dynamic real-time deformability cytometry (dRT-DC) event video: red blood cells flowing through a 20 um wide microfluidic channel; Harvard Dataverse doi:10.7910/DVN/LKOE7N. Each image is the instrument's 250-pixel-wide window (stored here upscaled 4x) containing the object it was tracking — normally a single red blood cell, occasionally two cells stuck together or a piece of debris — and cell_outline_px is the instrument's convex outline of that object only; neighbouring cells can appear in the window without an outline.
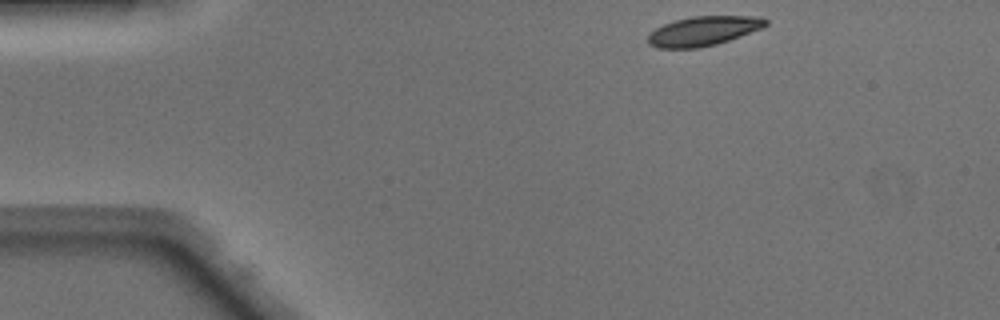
{"species": "Egyptian fruit bat (a non-hibernating species)", "species_latin": "Rousettus aegyptiacus", "temperature_condition": "warm", "stored_images_in_passage": 42, "camera_frame_rate_fps": 3000, "um_per_image_px": 0.085, "animal": {"sex": "male"}, "frame": {"image": 1, "passage_image": 1, "time_ms": 0.0, "image_size_px": [1000, 320], "cell_outline_px": [[768, 24], [760, 28], [728, 40], [716, 44], [700, 48], [656, 48], [648, 44], [648, 36], [656, 28], [664, 24], [676, 20], [692, 16], [760, 16], [768, 20]], "centroid_in_image_um": [59.77, 2.63], "position_along_channel_um": 25.2, "area_um2": 20.0}}
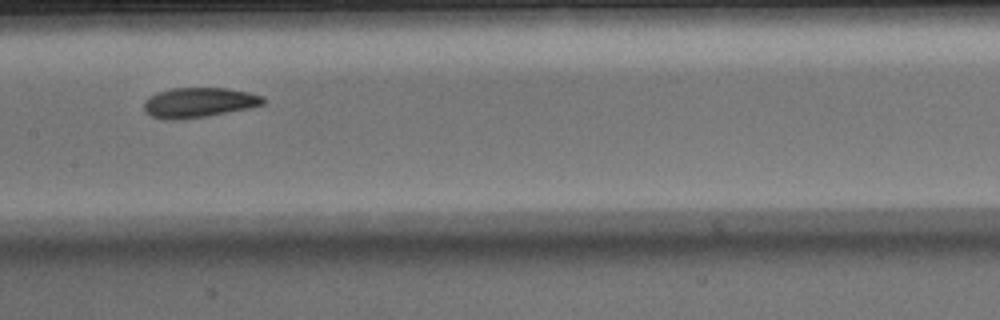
{"frame": {"image": 2, "passage_image": 18, "time_ms": 5.667, "image_size_px": [1000, 320], "cell_outline_px": [[268, 100], [264, 104], [252, 108], [180, 120], [164, 120], [152, 116], [144, 112], [144, 100], [148, 96], [156, 92], [172, 88], [228, 88], [248, 92], [264, 96]], "centroid_in_image_um": [16.9, 8.71], "position_along_channel_um": 190.5, "area_um2": 21.15}}
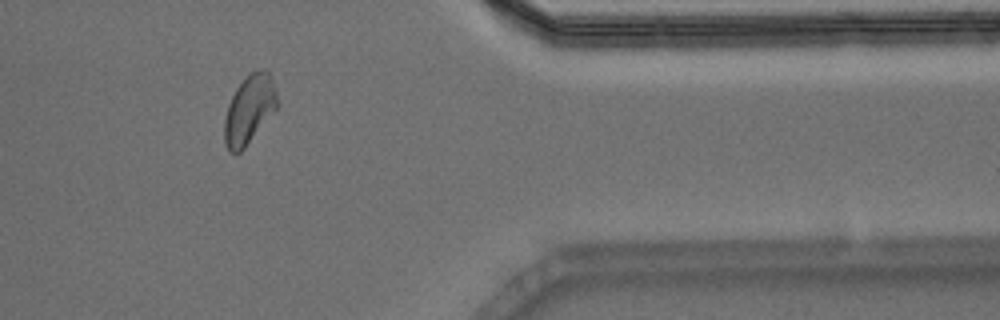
{"frame": {"image": 3, "passage_image": 34, "time_ms": 11.0, "image_size_px": [1000, 320], "cell_outline_px": [[276, 108], [244, 148], [240, 152], [228, 152], [224, 144], [224, 120], [228, 104], [236, 88], [252, 72], [260, 68], [264, 68], [268, 72], [276, 88]], "centroid_in_image_um": [21.16, 9.32], "position_along_channel_um": 390.2, "area_um2": 20.69}, "authors_computed_cell_mechanics": {"area_um2": 20.7791, "velocity_mm_per_s": 4.1212, "shape_relaxation_time_tau1_ms": 3.509, "shape_relaxation_time_tau2_ms": 1.6969, "deformation_change_tau1": 0.1205, "deformation_change_tau2": 0.0693}}